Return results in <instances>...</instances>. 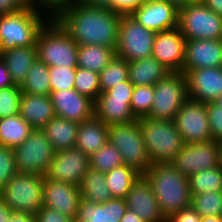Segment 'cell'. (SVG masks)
Instances as JSON below:
<instances>
[{
	"mask_svg": "<svg viewBox=\"0 0 222 222\" xmlns=\"http://www.w3.org/2000/svg\"><path fill=\"white\" fill-rule=\"evenodd\" d=\"M55 19L77 45L117 47L121 15L113 10L86 6L75 0Z\"/></svg>",
	"mask_w": 222,
	"mask_h": 222,
	"instance_id": "obj_1",
	"label": "cell"
},
{
	"mask_svg": "<svg viewBox=\"0 0 222 222\" xmlns=\"http://www.w3.org/2000/svg\"><path fill=\"white\" fill-rule=\"evenodd\" d=\"M167 219L171 214L191 206L188 177L171 163L153 164L144 173Z\"/></svg>",
	"mask_w": 222,
	"mask_h": 222,
	"instance_id": "obj_2",
	"label": "cell"
},
{
	"mask_svg": "<svg viewBox=\"0 0 222 222\" xmlns=\"http://www.w3.org/2000/svg\"><path fill=\"white\" fill-rule=\"evenodd\" d=\"M37 56L48 67H77L78 45L54 19H48L36 37Z\"/></svg>",
	"mask_w": 222,
	"mask_h": 222,
	"instance_id": "obj_3",
	"label": "cell"
},
{
	"mask_svg": "<svg viewBox=\"0 0 222 222\" xmlns=\"http://www.w3.org/2000/svg\"><path fill=\"white\" fill-rule=\"evenodd\" d=\"M138 120L151 165L172 163L184 145L174 121L150 117Z\"/></svg>",
	"mask_w": 222,
	"mask_h": 222,
	"instance_id": "obj_4",
	"label": "cell"
},
{
	"mask_svg": "<svg viewBox=\"0 0 222 222\" xmlns=\"http://www.w3.org/2000/svg\"><path fill=\"white\" fill-rule=\"evenodd\" d=\"M48 19L32 9L0 16V54L15 47L36 46L37 34Z\"/></svg>",
	"mask_w": 222,
	"mask_h": 222,
	"instance_id": "obj_5",
	"label": "cell"
},
{
	"mask_svg": "<svg viewBox=\"0 0 222 222\" xmlns=\"http://www.w3.org/2000/svg\"><path fill=\"white\" fill-rule=\"evenodd\" d=\"M108 141L121 153L123 163L138 173L151 166L138 119L108 126Z\"/></svg>",
	"mask_w": 222,
	"mask_h": 222,
	"instance_id": "obj_6",
	"label": "cell"
},
{
	"mask_svg": "<svg viewBox=\"0 0 222 222\" xmlns=\"http://www.w3.org/2000/svg\"><path fill=\"white\" fill-rule=\"evenodd\" d=\"M44 175L17 173L0 192L13 210L35 215L43 206Z\"/></svg>",
	"mask_w": 222,
	"mask_h": 222,
	"instance_id": "obj_7",
	"label": "cell"
},
{
	"mask_svg": "<svg viewBox=\"0 0 222 222\" xmlns=\"http://www.w3.org/2000/svg\"><path fill=\"white\" fill-rule=\"evenodd\" d=\"M178 28L186 40L222 39V16L201 0H194L179 10Z\"/></svg>",
	"mask_w": 222,
	"mask_h": 222,
	"instance_id": "obj_8",
	"label": "cell"
},
{
	"mask_svg": "<svg viewBox=\"0 0 222 222\" xmlns=\"http://www.w3.org/2000/svg\"><path fill=\"white\" fill-rule=\"evenodd\" d=\"M189 98L186 75L170 72L154 85V99L147 117L174 121L176 113Z\"/></svg>",
	"mask_w": 222,
	"mask_h": 222,
	"instance_id": "obj_9",
	"label": "cell"
},
{
	"mask_svg": "<svg viewBox=\"0 0 222 222\" xmlns=\"http://www.w3.org/2000/svg\"><path fill=\"white\" fill-rule=\"evenodd\" d=\"M133 90L134 85L128 79L100 93L94 102V116L107 126L136 120L130 108Z\"/></svg>",
	"mask_w": 222,
	"mask_h": 222,
	"instance_id": "obj_10",
	"label": "cell"
},
{
	"mask_svg": "<svg viewBox=\"0 0 222 222\" xmlns=\"http://www.w3.org/2000/svg\"><path fill=\"white\" fill-rule=\"evenodd\" d=\"M18 173L45 175L55 150L41 129H34L29 137L14 149Z\"/></svg>",
	"mask_w": 222,
	"mask_h": 222,
	"instance_id": "obj_11",
	"label": "cell"
},
{
	"mask_svg": "<svg viewBox=\"0 0 222 222\" xmlns=\"http://www.w3.org/2000/svg\"><path fill=\"white\" fill-rule=\"evenodd\" d=\"M155 36L131 15H121L116 55L128 62L151 57Z\"/></svg>",
	"mask_w": 222,
	"mask_h": 222,
	"instance_id": "obj_12",
	"label": "cell"
},
{
	"mask_svg": "<svg viewBox=\"0 0 222 222\" xmlns=\"http://www.w3.org/2000/svg\"><path fill=\"white\" fill-rule=\"evenodd\" d=\"M174 123L184 143L212 140L205 103L188 98L176 113Z\"/></svg>",
	"mask_w": 222,
	"mask_h": 222,
	"instance_id": "obj_13",
	"label": "cell"
},
{
	"mask_svg": "<svg viewBox=\"0 0 222 222\" xmlns=\"http://www.w3.org/2000/svg\"><path fill=\"white\" fill-rule=\"evenodd\" d=\"M171 164L186 177L201 170L218 167L219 142L211 140L198 143H184Z\"/></svg>",
	"mask_w": 222,
	"mask_h": 222,
	"instance_id": "obj_14",
	"label": "cell"
},
{
	"mask_svg": "<svg viewBox=\"0 0 222 222\" xmlns=\"http://www.w3.org/2000/svg\"><path fill=\"white\" fill-rule=\"evenodd\" d=\"M90 168V157L77 148L55 152L45 174L48 179L79 186Z\"/></svg>",
	"mask_w": 222,
	"mask_h": 222,
	"instance_id": "obj_15",
	"label": "cell"
},
{
	"mask_svg": "<svg viewBox=\"0 0 222 222\" xmlns=\"http://www.w3.org/2000/svg\"><path fill=\"white\" fill-rule=\"evenodd\" d=\"M185 42L186 39L178 27L156 33L151 57L170 72H183Z\"/></svg>",
	"mask_w": 222,
	"mask_h": 222,
	"instance_id": "obj_16",
	"label": "cell"
},
{
	"mask_svg": "<svg viewBox=\"0 0 222 222\" xmlns=\"http://www.w3.org/2000/svg\"><path fill=\"white\" fill-rule=\"evenodd\" d=\"M127 209L134 211L144 222H166L150 182L140 174L124 198Z\"/></svg>",
	"mask_w": 222,
	"mask_h": 222,
	"instance_id": "obj_17",
	"label": "cell"
},
{
	"mask_svg": "<svg viewBox=\"0 0 222 222\" xmlns=\"http://www.w3.org/2000/svg\"><path fill=\"white\" fill-rule=\"evenodd\" d=\"M185 75L189 99L207 104L222 94V67L189 70Z\"/></svg>",
	"mask_w": 222,
	"mask_h": 222,
	"instance_id": "obj_18",
	"label": "cell"
},
{
	"mask_svg": "<svg viewBox=\"0 0 222 222\" xmlns=\"http://www.w3.org/2000/svg\"><path fill=\"white\" fill-rule=\"evenodd\" d=\"M50 97L57 117L78 124L94 117V101L75 89L51 91Z\"/></svg>",
	"mask_w": 222,
	"mask_h": 222,
	"instance_id": "obj_19",
	"label": "cell"
},
{
	"mask_svg": "<svg viewBox=\"0 0 222 222\" xmlns=\"http://www.w3.org/2000/svg\"><path fill=\"white\" fill-rule=\"evenodd\" d=\"M131 16L155 33L178 27L179 10L163 0L143 3Z\"/></svg>",
	"mask_w": 222,
	"mask_h": 222,
	"instance_id": "obj_20",
	"label": "cell"
},
{
	"mask_svg": "<svg viewBox=\"0 0 222 222\" xmlns=\"http://www.w3.org/2000/svg\"><path fill=\"white\" fill-rule=\"evenodd\" d=\"M43 206H47L68 217L76 218L81 199L79 186L48 179L44 175Z\"/></svg>",
	"mask_w": 222,
	"mask_h": 222,
	"instance_id": "obj_21",
	"label": "cell"
},
{
	"mask_svg": "<svg viewBox=\"0 0 222 222\" xmlns=\"http://www.w3.org/2000/svg\"><path fill=\"white\" fill-rule=\"evenodd\" d=\"M212 67H222V39L186 40L183 73Z\"/></svg>",
	"mask_w": 222,
	"mask_h": 222,
	"instance_id": "obj_22",
	"label": "cell"
},
{
	"mask_svg": "<svg viewBox=\"0 0 222 222\" xmlns=\"http://www.w3.org/2000/svg\"><path fill=\"white\" fill-rule=\"evenodd\" d=\"M127 210L124 198H112L105 203L80 199L75 222H120Z\"/></svg>",
	"mask_w": 222,
	"mask_h": 222,
	"instance_id": "obj_23",
	"label": "cell"
},
{
	"mask_svg": "<svg viewBox=\"0 0 222 222\" xmlns=\"http://www.w3.org/2000/svg\"><path fill=\"white\" fill-rule=\"evenodd\" d=\"M19 115L34 129H42L56 116L50 95L25 93L20 98Z\"/></svg>",
	"mask_w": 222,
	"mask_h": 222,
	"instance_id": "obj_24",
	"label": "cell"
},
{
	"mask_svg": "<svg viewBox=\"0 0 222 222\" xmlns=\"http://www.w3.org/2000/svg\"><path fill=\"white\" fill-rule=\"evenodd\" d=\"M0 57L5 62L12 83L21 87L38 58L37 46L15 47L0 54Z\"/></svg>",
	"mask_w": 222,
	"mask_h": 222,
	"instance_id": "obj_25",
	"label": "cell"
},
{
	"mask_svg": "<svg viewBox=\"0 0 222 222\" xmlns=\"http://www.w3.org/2000/svg\"><path fill=\"white\" fill-rule=\"evenodd\" d=\"M108 142V126L95 116L79 124L75 148L89 157Z\"/></svg>",
	"mask_w": 222,
	"mask_h": 222,
	"instance_id": "obj_26",
	"label": "cell"
},
{
	"mask_svg": "<svg viewBox=\"0 0 222 222\" xmlns=\"http://www.w3.org/2000/svg\"><path fill=\"white\" fill-rule=\"evenodd\" d=\"M170 71L153 57L128 62V79L134 86H154Z\"/></svg>",
	"mask_w": 222,
	"mask_h": 222,
	"instance_id": "obj_27",
	"label": "cell"
},
{
	"mask_svg": "<svg viewBox=\"0 0 222 222\" xmlns=\"http://www.w3.org/2000/svg\"><path fill=\"white\" fill-rule=\"evenodd\" d=\"M78 127L76 122L55 116L41 130L57 152L75 147Z\"/></svg>",
	"mask_w": 222,
	"mask_h": 222,
	"instance_id": "obj_28",
	"label": "cell"
},
{
	"mask_svg": "<svg viewBox=\"0 0 222 222\" xmlns=\"http://www.w3.org/2000/svg\"><path fill=\"white\" fill-rule=\"evenodd\" d=\"M115 55L114 48L102 45H78L77 67L99 74Z\"/></svg>",
	"mask_w": 222,
	"mask_h": 222,
	"instance_id": "obj_29",
	"label": "cell"
},
{
	"mask_svg": "<svg viewBox=\"0 0 222 222\" xmlns=\"http://www.w3.org/2000/svg\"><path fill=\"white\" fill-rule=\"evenodd\" d=\"M79 189L82 199L96 204L105 203L113 198L107 186L105 173L96 171L91 167L83 176Z\"/></svg>",
	"mask_w": 222,
	"mask_h": 222,
	"instance_id": "obj_30",
	"label": "cell"
},
{
	"mask_svg": "<svg viewBox=\"0 0 222 222\" xmlns=\"http://www.w3.org/2000/svg\"><path fill=\"white\" fill-rule=\"evenodd\" d=\"M34 130L19 114L0 119V145L14 149Z\"/></svg>",
	"mask_w": 222,
	"mask_h": 222,
	"instance_id": "obj_31",
	"label": "cell"
},
{
	"mask_svg": "<svg viewBox=\"0 0 222 222\" xmlns=\"http://www.w3.org/2000/svg\"><path fill=\"white\" fill-rule=\"evenodd\" d=\"M49 80V67L37 58L28 71L25 82L21 85V91L25 94L50 95Z\"/></svg>",
	"mask_w": 222,
	"mask_h": 222,
	"instance_id": "obj_32",
	"label": "cell"
},
{
	"mask_svg": "<svg viewBox=\"0 0 222 222\" xmlns=\"http://www.w3.org/2000/svg\"><path fill=\"white\" fill-rule=\"evenodd\" d=\"M138 173L132 167L125 164L105 173L107 186L113 198H125L132 187V183L138 178Z\"/></svg>",
	"mask_w": 222,
	"mask_h": 222,
	"instance_id": "obj_33",
	"label": "cell"
},
{
	"mask_svg": "<svg viewBox=\"0 0 222 222\" xmlns=\"http://www.w3.org/2000/svg\"><path fill=\"white\" fill-rule=\"evenodd\" d=\"M190 194L222 191V168L220 166L201 170L188 177Z\"/></svg>",
	"mask_w": 222,
	"mask_h": 222,
	"instance_id": "obj_34",
	"label": "cell"
},
{
	"mask_svg": "<svg viewBox=\"0 0 222 222\" xmlns=\"http://www.w3.org/2000/svg\"><path fill=\"white\" fill-rule=\"evenodd\" d=\"M125 80H128V61L115 55L99 73L100 92L104 93Z\"/></svg>",
	"mask_w": 222,
	"mask_h": 222,
	"instance_id": "obj_35",
	"label": "cell"
},
{
	"mask_svg": "<svg viewBox=\"0 0 222 222\" xmlns=\"http://www.w3.org/2000/svg\"><path fill=\"white\" fill-rule=\"evenodd\" d=\"M123 164L121 153L109 141L90 157V167L103 173Z\"/></svg>",
	"mask_w": 222,
	"mask_h": 222,
	"instance_id": "obj_36",
	"label": "cell"
},
{
	"mask_svg": "<svg viewBox=\"0 0 222 222\" xmlns=\"http://www.w3.org/2000/svg\"><path fill=\"white\" fill-rule=\"evenodd\" d=\"M191 206L201 215L222 217V191L191 195Z\"/></svg>",
	"mask_w": 222,
	"mask_h": 222,
	"instance_id": "obj_37",
	"label": "cell"
},
{
	"mask_svg": "<svg viewBox=\"0 0 222 222\" xmlns=\"http://www.w3.org/2000/svg\"><path fill=\"white\" fill-rule=\"evenodd\" d=\"M74 89L83 96L95 100L98 98L100 92L99 74L91 70L76 68Z\"/></svg>",
	"mask_w": 222,
	"mask_h": 222,
	"instance_id": "obj_38",
	"label": "cell"
},
{
	"mask_svg": "<svg viewBox=\"0 0 222 222\" xmlns=\"http://www.w3.org/2000/svg\"><path fill=\"white\" fill-rule=\"evenodd\" d=\"M154 99V86H134L130 108L136 119L150 114Z\"/></svg>",
	"mask_w": 222,
	"mask_h": 222,
	"instance_id": "obj_39",
	"label": "cell"
},
{
	"mask_svg": "<svg viewBox=\"0 0 222 222\" xmlns=\"http://www.w3.org/2000/svg\"><path fill=\"white\" fill-rule=\"evenodd\" d=\"M21 95L17 85L0 89V119L19 114Z\"/></svg>",
	"mask_w": 222,
	"mask_h": 222,
	"instance_id": "obj_40",
	"label": "cell"
},
{
	"mask_svg": "<svg viewBox=\"0 0 222 222\" xmlns=\"http://www.w3.org/2000/svg\"><path fill=\"white\" fill-rule=\"evenodd\" d=\"M77 67H49L51 91L74 89V79Z\"/></svg>",
	"mask_w": 222,
	"mask_h": 222,
	"instance_id": "obj_41",
	"label": "cell"
},
{
	"mask_svg": "<svg viewBox=\"0 0 222 222\" xmlns=\"http://www.w3.org/2000/svg\"><path fill=\"white\" fill-rule=\"evenodd\" d=\"M17 173L14 150L0 145V192Z\"/></svg>",
	"mask_w": 222,
	"mask_h": 222,
	"instance_id": "obj_42",
	"label": "cell"
},
{
	"mask_svg": "<svg viewBox=\"0 0 222 222\" xmlns=\"http://www.w3.org/2000/svg\"><path fill=\"white\" fill-rule=\"evenodd\" d=\"M212 140L222 142V109L214 103L206 104Z\"/></svg>",
	"mask_w": 222,
	"mask_h": 222,
	"instance_id": "obj_43",
	"label": "cell"
},
{
	"mask_svg": "<svg viewBox=\"0 0 222 222\" xmlns=\"http://www.w3.org/2000/svg\"><path fill=\"white\" fill-rule=\"evenodd\" d=\"M74 1L75 0H36V11L46 14L49 19H54Z\"/></svg>",
	"mask_w": 222,
	"mask_h": 222,
	"instance_id": "obj_44",
	"label": "cell"
},
{
	"mask_svg": "<svg viewBox=\"0 0 222 222\" xmlns=\"http://www.w3.org/2000/svg\"><path fill=\"white\" fill-rule=\"evenodd\" d=\"M35 222H75V219L63 215L47 206H42L35 214Z\"/></svg>",
	"mask_w": 222,
	"mask_h": 222,
	"instance_id": "obj_45",
	"label": "cell"
},
{
	"mask_svg": "<svg viewBox=\"0 0 222 222\" xmlns=\"http://www.w3.org/2000/svg\"><path fill=\"white\" fill-rule=\"evenodd\" d=\"M166 222H201V215L192 206H189L171 214Z\"/></svg>",
	"mask_w": 222,
	"mask_h": 222,
	"instance_id": "obj_46",
	"label": "cell"
},
{
	"mask_svg": "<svg viewBox=\"0 0 222 222\" xmlns=\"http://www.w3.org/2000/svg\"><path fill=\"white\" fill-rule=\"evenodd\" d=\"M151 0H114V12L120 15H131L143 3Z\"/></svg>",
	"mask_w": 222,
	"mask_h": 222,
	"instance_id": "obj_47",
	"label": "cell"
},
{
	"mask_svg": "<svg viewBox=\"0 0 222 222\" xmlns=\"http://www.w3.org/2000/svg\"><path fill=\"white\" fill-rule=\"evenodd\" d=\"M21 9L15 0H0V16L16 13Z\"/></svg>",
	"mask_w": 222,
	"mask_h": 222,
	"instance_id": "obj_48",
	"label": "cell"
},
{
	"mask_svg": "<svg viewBox=\"0 0 222 222\" xmlns=\"http://www.w3.org/2000/svg\"><path fill=\"white\" fill-rule=\"evenodd\" d=\"M86 6L98 7L114 11V0H76Z\"/></svg>",
	"mask_w": 222,
	"mask_h": 222,
	"instance_id": "obj_49",
	"label": "cell"
},
{
	"mask_svg": "<svg viewBox=\"0 0 222 222\" xmlns=\"http://www.w3.org/2000/svg\"><path fill=\"white\" fill-rule=\"evenodd\" d=\"M14 84L11 81L10 74L5 65V62L0 57V89L5 87L13 86Z\"/></svg>",
	"mask_w": 222,
	"mask_h": 222,
	"instance_id": "obj_50",
	"label": "cell"
},
{
	"mask_svg": "<svg viewBox=\"0 0 222 222\" xmlns=\"http://www.w3.org/2000/svg\"><path fill=\"white\" fill-rule=\"evenodd\" d=\"M8 222H35V215L26 212L12 211Z\"/></svg>",
	"mask_w": 222,
	"mask_h": 222,
	"instance_id": "obj_51",
	"label": "cell"
},
{
	"mask_svg": "<svg viewBox=\"0 0 222 222\" xmlns=\"http://www.w3.org/2000/svg\"><path fill=\"white\" fill-rule=\"evenodd\" d=\"M13 210L0 198V222H8Z\"/></svg>",
	"mask_w": 222,
	"mask_h": 222,
	"instance_id": "obj_52",
	"label": "cell"
},
{
	"mask_svg": "<svg viewBox=\"0 0 222 222\" xmlns=\"http://www.w3.org/2000/svg\"><path fill=\"white\" fill-rule=\"evenodd\" d=\"M208 8L222 16V0H201Z\"/></svg>",
	"mask_w": 222,
	"mask_h": 222,
	"instance_id": "obj_53",
	"label": "cell"
},
{
	"mask_svg": "<svg viewBox=\"0 0 222 222\" xmlns=\"http://www.w3.org/2000/svg\"><path fill=\"white\" fill-rule=\"evenodd\" d=\"M120 222H144L134 211L127 209Z\"/></svg>",
	"mask_w": 222,
	"mask_h": 222,
	"instance_id": "obj_54",
	"label": "cell"
},
{
	"mask_svg": "<svg viewBox=\"0 0 222 222\" xmlns=\"http://www.w3.org/2000/svg\"><path fill=\"white\" fill-rule=\"evenodd\" d=\"M22 9L36 10V0H15Z\"/></svg>",
	"mask_w": 222,
	"mask_h": 222,
	"instance_id": "obj_55",
	"label": "cell"
},
{
	"mask_svg": "<svg viewBox=\"0 0 222 222\" xmlns=\"http://www.w3.org/2000/svg\"><path fill=\"white\" fill-rule=\"evenodd\" d=\"M163 1L170 3L172 6L180 10L181 8L186 7L190 2L194 0H163Z\"/></svg>",
	"mask_w": 222,
	"mask_h": 222,
	"instance_id": "obj_56",
	"label": "cell"
},
{
	"mask_svg": "<svg viewBox=\"0 0 222 222\" xmlns=\"http://www.w3.org/2000/svg\"><path fill=\"white\" fill-rule=\"evenodd\" d=\"M201 222H222V217L204 216V217H201Z\"/></svg>",
	"mask_w": 222,
	"mask_h": 222,
	"instance_id": "obj_57",
	"label": "cell"
},
{
	"mask_svg": "<svg viewBox=\"0 0 222 222\" xmlns=\"http://www.w3.org/2000/svg\"><path fill=\"white\" fill-rule=\"evenodd\" d=\"M217 107L222 109V94L216 98L213 102Z\"/></svg>",
	"mask_w": 222,
	"mask_h": 222,
	"instance_id": "obj_58",
	"label": "cell"
},
{
	"mask_svg": "<svg viewBox=\"0 0 222 222\" xmlns=\"http://www.w3.org/2000/svg\"><path fill=\"white\" fill-rule=\"evenodd\" d=\"M219 166L222 168V142H219Z\"/></svg>",
	"mask_w": 222,
	"mask_h": 222,
	"instance_id": "obj_59",
	"label": "cell"
}]
</instances>
